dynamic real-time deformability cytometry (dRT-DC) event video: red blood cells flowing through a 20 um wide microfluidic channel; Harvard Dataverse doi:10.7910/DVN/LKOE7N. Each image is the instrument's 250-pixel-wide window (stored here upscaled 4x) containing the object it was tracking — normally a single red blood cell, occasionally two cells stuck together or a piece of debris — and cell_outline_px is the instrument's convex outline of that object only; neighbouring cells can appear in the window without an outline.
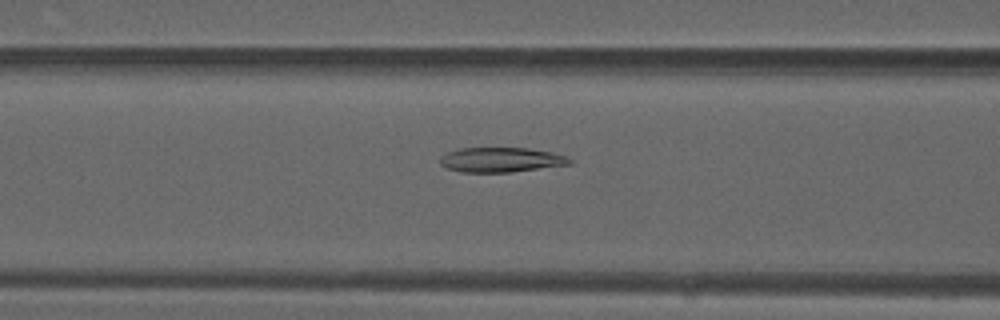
{"species": "common noctule bat (a hibernating species)", "species_latin": "Nyctalus noctula", "temperature_condition": "warm", "stored_images_in_passage": 49, "camera_frame_rate_fps": 3000, "um_per_image_px": 0.085, "animal": {"sex": "male", "forearm_length_mm": 52.5}, "frame": {"image": 1, "passage_image": 20, "time_ms": 6.333, "image_size_px": [1000, 320], "cell_outline_px": [[572, 164], [508, 172], [460, 172], [448, 168], [440, 164], [440, 156], [448, 152], [460, 148], [528, 148], [552, 152], [564, 156], [572, 160]], "centroid_in_image_um": [42.56, 13.58], "position_along_channel_um": 124.0, "area_um2": 18.55}}
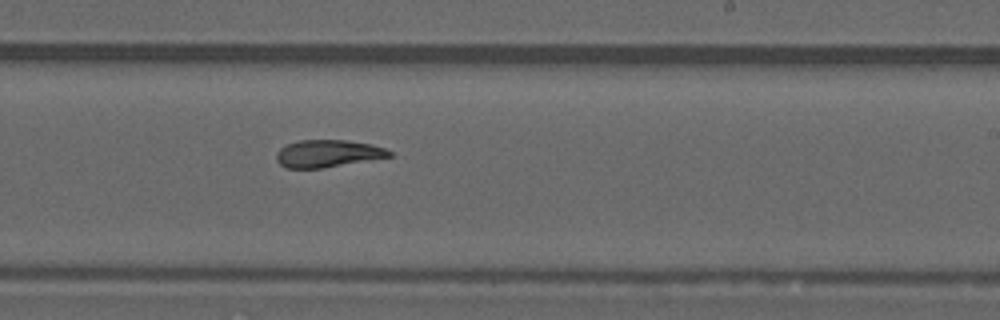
{"frame": {"image": 2, "passage_image": 30, "time_ms": 9.667, "image_size_px": [1000, 320], "cell_outline_px": [[392, 156], [324, 168], [288, 168], [280, 164], [276, 160], [276, 152], [280, 148], [288, 144], [300, 140], [344, 140], [372, 144], [384, 148], [392, 152]], "centroid_in_image_um": [27.85, 13.05], "position_along_channel_um": 261.1, "area_um2": 17.92}}
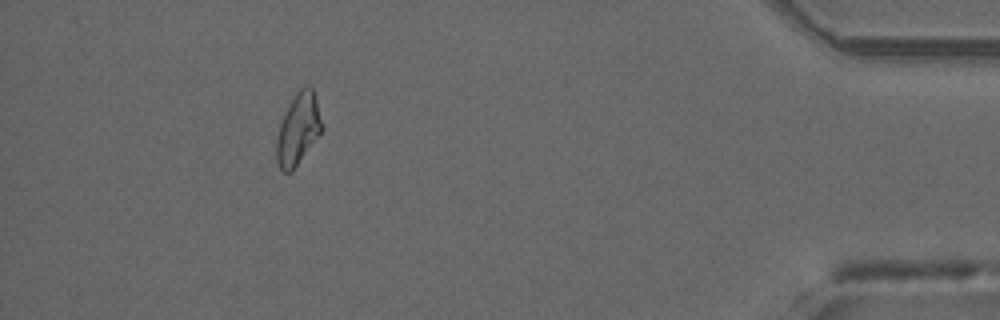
{"frame": {"image": 3, "passage_image": 45, "time_ms": 14.667, "image_size_px": [1000, 320], "cell_outline_px": [[324, 128], [292, 172], [284, 172], [280, 168], [276, 160], [276, 140], [280, 124], [284, 112], [288, 104], [296, 92], [304, 84], [308, 84], [312, 88], [316, 96]], "centroid_in_image_um": [25.35, 10.93], "position_along_channel_um": 409.8, "area_um2": 19.13}}